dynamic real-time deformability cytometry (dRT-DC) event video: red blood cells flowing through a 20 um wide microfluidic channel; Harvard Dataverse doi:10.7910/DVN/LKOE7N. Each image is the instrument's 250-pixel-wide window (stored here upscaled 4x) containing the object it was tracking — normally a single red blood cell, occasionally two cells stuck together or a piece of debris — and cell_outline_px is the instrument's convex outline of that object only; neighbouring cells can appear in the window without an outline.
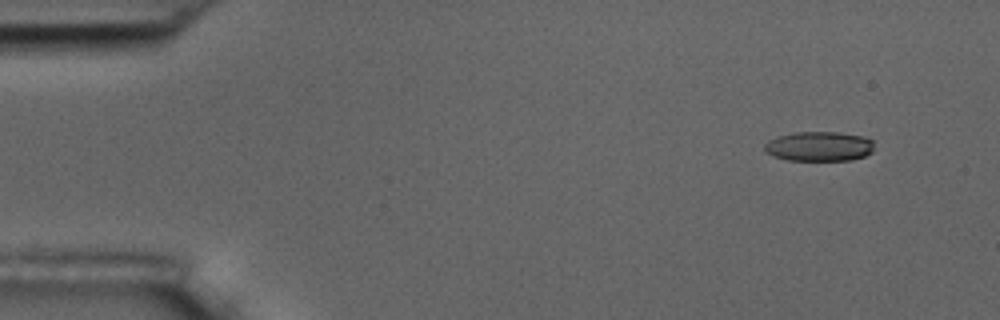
{"species": "common noctule bat (a hibernating species)", "species_latin": "Nyctalus noctula", "temperature_condition": "room temperature", "stored_images_in_passage": 5, "segment_of_instrument_passage": [1, 2], "camera_frame_rate_fps": 3000, "um_per_image_px": 0.085, "animal": {"sex": "male", "body_mass_g": 17.5, "forearm_length_mm": 52.3}, "frame": {"image": 1, "passage_image": 2, "time_ms": 1.0, "image_size_px": [1000, 320], "cell_outline_px": [[872, 152], [864, 156], [852, 160], [788, 160], [772, 156], [764, 152], [764, 144], [768, 140], [776, 136], [792, 132], [840, 132], [864, 136], [872, 140]], "centroid_in_image_um": [69.58, 12.43], "position_along_channel_um": 15.4, "area_um2": 19.19}}